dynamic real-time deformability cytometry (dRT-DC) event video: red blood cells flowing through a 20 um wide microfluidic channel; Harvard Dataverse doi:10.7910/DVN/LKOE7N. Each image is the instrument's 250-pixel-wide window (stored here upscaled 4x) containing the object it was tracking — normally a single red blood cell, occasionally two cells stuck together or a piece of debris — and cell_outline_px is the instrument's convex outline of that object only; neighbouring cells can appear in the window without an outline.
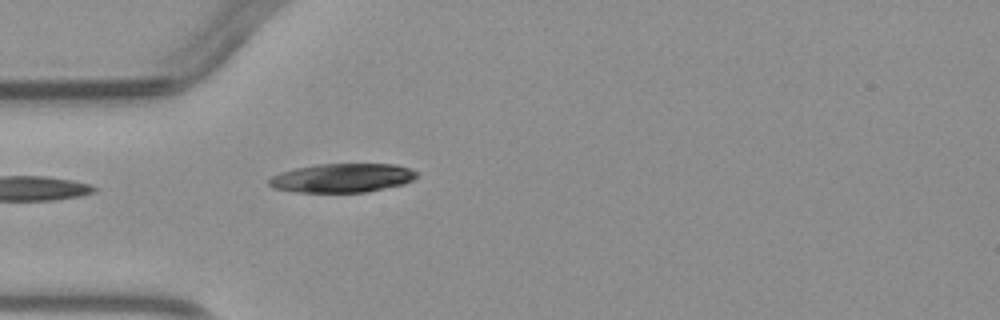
{"species": "common noctule bat (a hibernating species)", "species_latin": "Nyctalus noctula", "temperature_condition": "warm", "stored_images_in_passage": 4, "camera_frame_rate_fps": 3000, "um_per_image_px": 0.085, "animal": {"sex": "male", "body_mass_g": 23.1, "forearm_length_mm": 52.7}, "frame": {"image": 1, "passage_image": 4, "time_ms": 3.667, "image_size_px": [1000, 320], "cell_outline_px": [[416, 176], [412, 180], [404, 184], [368, 192], [292, 192], [272, 188], [268, 184], [268, 180], [272, 176], [280, 172], [296, 168], [316, 164], [396, 164], [412, 168], [416, 172]], "centroid_in_image_um": [29.07, 15.13], "position_along_channel_um": 55.9, "area_um2": 25.09}}